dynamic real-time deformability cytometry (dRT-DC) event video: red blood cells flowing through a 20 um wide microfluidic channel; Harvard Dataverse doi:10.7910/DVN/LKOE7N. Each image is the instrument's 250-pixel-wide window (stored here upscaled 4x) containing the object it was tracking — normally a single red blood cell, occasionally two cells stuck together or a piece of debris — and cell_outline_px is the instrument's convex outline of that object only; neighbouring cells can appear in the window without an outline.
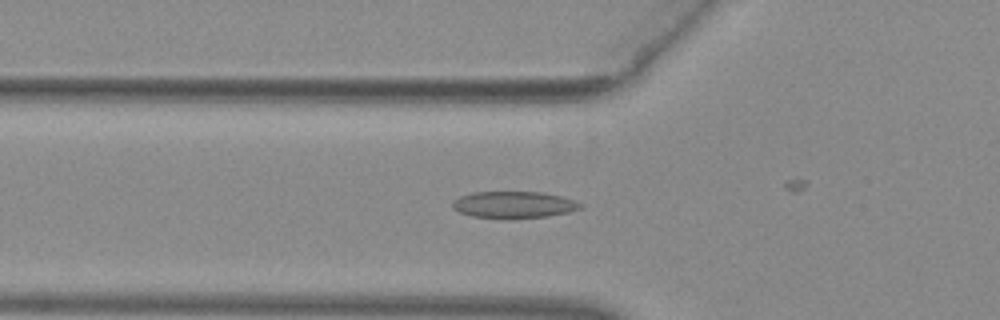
{"species": "common noctule bat (a hibernating species)", "species_latin": "Nyctalus noctula", "temperature_condition": "warm", "stored_images_in_passage": 17, "camera_frame_rate_fps": 3000, "um_per_image_px": 0.085, "animal": {"sex": "female", "body_mass_g": 29.2, "forearm_length_mm": 56.3}, "frame": {"image": 1, "passage_image": 12, "time_ms": 3.667, "image_size_px": [1000, 320], "cell_outline_px": [[584, 204], [580, 208], [568, 212], [548, 216], [472, 216], [460, 212], [452, 208], [452, 200], [460, 196], [472, 192], [540, 192], [560, 196], [576, 200]], "centroid_in_image_um": [43.68, 17.36], "position_along_channel_um": 82.1, "area_um2": 19.19}}
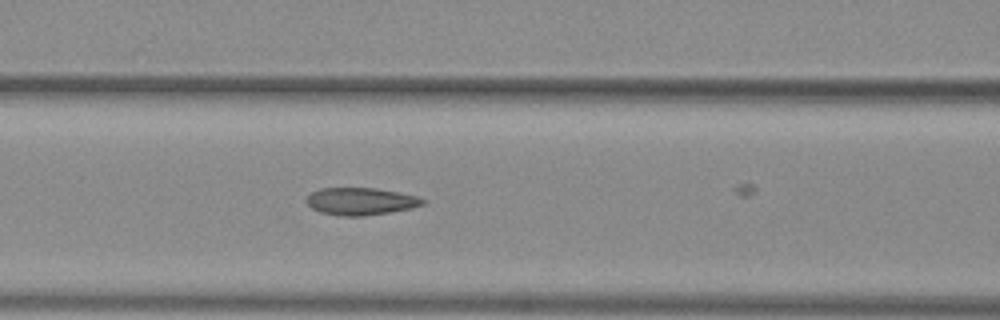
{"frame": {"image": 2, "passage_image": 16, "time_ms": 5.0, "image_size_px": [1000, 320], "cell_outline_px": [[428, 200], [424, 204], [412, 208], [364, 216], [340, 216], [320, 212], [312, 208], [304, 200], [312, 192], [320, 188], [376, 188], [400, 192], [420, 196]], "centroid_in_image_um": [30.7, 17.11], "position_along_channel_um": 135.9, "area_um2": 18.73}}